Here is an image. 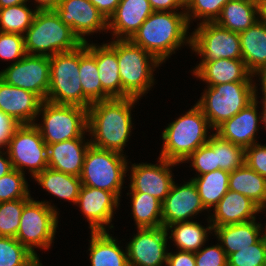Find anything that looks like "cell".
Segmentation results:
<instances>
[{
    "label": "cell",
    "mask_w": 266,
    "mask_h": 266,
    "mask_svg": "<svg viewBox=\"0 0 266 266\" xmlns=\"http://www.w3.org/2000/svg\"><path fill=\"white\" fill-rule=\"evenodd\" d=\"M138 233L127 244L129 266L167 265L168 232L162 227L137 228Z\"/></svg>",
    "instance_id": "14"
},
{
    "label": "cell",
    "mask_w": 266,
    "mask_h": 266,
    "mask_svg": "<svg viewBox=\"0 0 266 266\" xmlns=\"http://www.w3.org/2000/svg\"><path fill=\"white\" fill-rule=\"evenodd\" d=\"M207 144L216 153L219 169L232 172L245 164V148L224 140L217 134H210Z\"/></svg>",
    "instance_id": "36"
},
{
    "label": "cell",
    "mask_w": 266,
    "mask_h": 266,
    "mask_svg": "<svg viewBox=\"0 0 266 266\" xmlns=\"http://www.w3.org/2000/svg\"><path fill=\"white\" fill-rule=\"evenodd\" d=\"M0 78L7 84L36 94L46 101L50 82V57L26 54L18 62L0 71Z\"/></svg>",
    "instance_id": "13"
},
{
    "label": "cell",
    "mask_w": 266,
    "mask_h": 266,
    "mask_svg": "<svg viewBox=\"0 0 266 266\" xmlns=\"http://www.w3.org/2000/svg\"><path fill=\"white\" fill-rule=\"evenodd\" d=\"M131 207L137 228L162 227V202L142 192H130Z\"/></svg>",
    "instance_id": "34"
},
{
    "label": "cell",
    "mask_w": 266,
    "mask_h": 266,
    "mask_svg": "<svg viewBox=\"0 0 266 266\" xmlns=\"http://www.w3.org/2000/svg\"><path fill=\"white\" fill-rule=\"evenodd\" d=\"M37 10H31L26 3L0 9V32L24 35Z\"/></svg>",
    "instance_id": "37"
},
{
    "label": "cell",
    "mask_w": 266,
    "mask_h": 266,
    "mask_svg": "<svg viewBox=\"0 0 266 266\" xmlns=\"http://www.w3.org/2000/svg\"><path fill=\"white\" fill-rule=\"evenodd\" d=\"M262 105H263L262 108H264V119H265V120H264V124H265L264 127L266 128V103H263Z\"/></svg>",
    "instance_id": "57"
},
{
    "label": "cell",
    "mask_w": 266,
    "mask_h": 266,
    "mask_svg": "<svg viewBox=\"0 0 266 266\" xmlns=\"http://www.w3.org/2000/svg\"><path fill=\"white\" fill-rule=\"evenodd\" d=\"M258 14L259 20L266 23V0L258 1Z\"/></svg>",
    "instance_id": "54"
},
{
    "label": "cell",
    "mask_w": 266,
    "mask_h": 266,
    "mask_svg": "<svg viewBox=\"0 0 266 266\" xmlns=\"http://www.w3.org/2000/svg\"><path fill=\"white\" fill-rule=\"evenodd\" d=\"M98 11L108 20L114 13L120 0H89Z\"/></svg>",
    "instance_id": "50"
},
{
    "label": "cell",
    "mask_w": 266,
    "mask_h": 266,
    "mask_svg": "<svg viewBox=\"0 0 266 266\" xmlns=\"http://www.w3.org/2000/svg\"><path fill=\"white\" fill-rule=\"evenodd\" d=\"M137 100L110 98L92 103L87 109V132L93 137L91 145L123 154L133 128L131 108Z\"/></svg>",
    "instance_id": "1"
},
{
    "label": "cell",
    "mask_w": 266,
    "mask_h": 266,
    "mask_svg": "<svg viewBox=\"0 0 266 266\" xmlns=\"http://www.w3.org/2000/svg\"><path fill=\"white\" fill-rule=\"evenodd\" d=\"M254 244L227 257L228 266H266V233Z\"/></svg>",
    "instance_id": "39"
},
{
    "label": "cell",
    "mask_w": 266,
    "mask_h": 266,
    "mask_svg": "<svg viewBox=\"0 0 266 266\" xmlns=\"http://www.w3.org/2000/svg\"><path fill=\"white\" fill-rule=\"evenodd\" d=\"M46 101L88 109L79 77V47L50 57V82Z\"/></svg>",
    "instance_id": "7"
},
{
    "label": "cell",
    "mask_w": 266,
    "mask_h": 266,
    "mask_svg": "<svg viewBox=\"0 0 266 266\" xmlns=\"http://www.w3.org/2000/svg\"><path fill=\"white\" fill-rule=\"evenodd\" d=\"M257 16V17H256ZM258 2L229 0L222 8L216 23L227 30L240 33L259 20Z\"/></svg>",
    "instance_id": "29"
},
{
    "label": "cell",
    "mask_w": 266,
    "mask_h": 266,
    "mask_svg": "<svg viewBox=\"0 0 266 266\" xmlns=\"http://www.w3.org/2000/svg\"><path fill=\"white\" fill-rule=\"evenodd\" d=\"M34 256L16 238L0 236V266H24Z\"/></svg>",
    "instance_id": "40"
},
{
    "label": "cell",
    "mask_w": 266,
    "mask_h": 266,
    "mask_svg": "<svg viewBox=\"0 0 266 266\" xmlns=\"http://www.w3.org/2000/svg\"><path fill=\"white\" fill-rule=\"evenodd\" d=\"M79 77L83 95L91 102L102 101V85L99 80L95 56L86 43L79 46Z\"/></svg>",
    "instance_id": "35"
},
{
    "label": "cell",
    "mask_w": 266,
    "mask_h": 266,
    "mask_svg": "<svg viewBox=\"0 0 266 266\" xmlns=\"http://www.w3.org/2000/svg\"><path fill=\"white\" fill-rule=\"evenodd\" d=\"M34 179L51 195L76 204L82 186L80 177L47 167Z\"/></svg>",
    "instance_id": "31"
},
{
    "label": "cell",
    "mask_w": 266,
    "mask_h": 266,
    "mask_svg": "<svg viewBox=\"0 0 266 266\" xmlns=\"http://www.w3.org/2000/svg\"><path fill=\"white\" fill-rule=\"evenodd\" d=\"M191 160L192 167L198 172V176L219 169L216 153L206 143L193 152L185 161Z\"/></svg>",
    "instance_id": "44"
},
{
    "label": "cell",
    "mask_w": 266,
    "mask_h": 266,
    "mask_svg": "<svg viewBox=\"0 0 266 266\" xmlns=\"http://www.w3.org/2000/svg\"><path fill=\"white\" fill-rule=\"evenodd\" d=\"M30 195L25 174L13 169L0 178V202L27 198Z\"/></svg>",
    "instance_id": "41"
},
{
    "label": "cell",
    "mask_w": 266,
    "mask_h": 266,
    "mask_svg": "<svg viewBox=\"0 0 266 266\" xmlns=\"http://www.w3.org/2000/svg\"><path fill=\"white\" fill-rule=\"evenodd\" d=\"M153 11H175L178 8L184 9L182 0H149Z\"/></svg>",
    "instance_id": "49"
},
{
    "label": "cell",
    "mask_w": 266,
    "mask_h": 266,
    "mask_svg": "<svg viewBox=\"0 0 266 266\" xmlns=\"http://www.w3.org/2000/svg\"><path fill=\"white\" fill-rule=\"evenodd\" d=\"M245 164L266 179V145L255 143L245 148Z\"/></svg>",
    "instance_id": "46"
},
{
    "label": "cell",
    "mask_w": 266,
    "mask_h": 266,
    "mask_svg": "<svg viewBox=\"0 0 266 266\" xmlns=\"http://www.w3.org/2000/svg\"><path fill=\"white\" fill-rule=\"evenodd\" d=\"M108 45L117 54L122 98H141L154 85V69L162 63L131 40L113 39Z\"/></svg>",
    "instance_id": "4"
},
{
    "label": "cell",
    "mask_w": 266,
    "mask_h": 266,
    "mask_svg": "<svg viewBox=\"0 0 266 266\" xmlns=\"http://www.w3.org/2000/svg\"><path fill=\"white\" fill-rule=\"evenodd\" d=\"M119 200L113 192L82 185L76 204L89 221L91 231H106Z\"/></svg>",
    "instance_id": "19"
},
{
    "label": "cell",
    "mask_w": 266,
    "mask_h": 266,
    "mask_svg": "<svg viewBox=\"0 0 266 266\" xmlns=\"http://www.w3.org/2000/svg\"><path fill=\"white\" fill-rule=\"evenodd\" d=\"M242 59L248 71L254 74L266 66V23L258 20L240 32Z\"/></svg>",
    "instance_id": "26"
},
{
    "label": "cell",
    "mask_w": 266,
    "mask_h": 266,
    "mask_svg": "<svg viewBox=\"0 0 266 266\" xmlns=\"http://www.w3.org/2000/svg\"><path fill=\"white\" fill-rule=\"evenodd\" d=\"M24 43L28 55L48 57L75 50L83 44L54 9L37 10L32 25L24 34Z\"/></svg>",
    "instance_id": "3"
},
{
    "label": "cell",
    "mask_w": 266,
    "mask_h": 266,
    "mask_svg": "<svg viewBox=\"0 0 266 266\" xmlns=\"http://www.w3.org/2000/svg\"><path fill=\"white\" fill-rule=\"evenodd\" d=\"M37 2V9H53L59 2V0H35Z\"/></svg>",
    "instance_id": "53"
},
{
    "label": "cell",
    "mask_w": 266,
    "mask_h": 266,
    "mask_svg": "<svg viewBox=\"0 0 266 266\" xmlns=\"http://www.w3.org/2000/svg\"><path fill=\"white\" fill-rule=\"evenodd\" d=\"M80 138L47 144L48 167L67 174L80 177L86 152L91 145Z\"/></svg>",
    "instance_id": "22"
},
{
    "label": "cell",
    "mask_w": 266,
    "mask_h": 266,
    "mask_svg": "<svg viewBox=\"0 0 266 266\" xmlns=\"http://www.w3.org/2000/svg\"><path fill=\"white\" fill-rule=\"evenodd\" d=\"M261 224L256 223L255 219L249 222L213 227L226 256L244 249L256 243L262 236L260 235Z\"/></svg>",
    "instance_id": "27"
},
{
    "label": "cell",
    "mask_w": 266,
    "mask_h": 266,
    "mask_svg": "<svg viewBox=\"0 0 266 266\" xmlns=\"http://www.w3.org/2000/svg\"><path fill=\"white\" fill-rule=\"evenodd\" d=\"M193 75L207 82L208 86L230 82H252L253 76L247 69L243 59L221 58L211 62H200Z\"/></svg>",
    "instance_id": "24"
},
{
    "label": "cell",
    "mask_w": 266,
    "mask_h": 266,
    "mask_svg": "<svg viewBox=\"0 0 266 266\" xmlns=\"http://www.w3.org/2000/svg\"><path fill=\"white\" fill-rule=\"evenodd\" d=\"M153 12L149 0H120L108 19V30L116 40H130Z\"/></svg>",
    "instance_id": "20"
},
{
    "label": "cell",
    "mask_w": 266,
    "mask_h": 266,
    "mask_svg": "<svg viewBox=\"0 0 266 266\" xmlns=\"http://www.w3.org/2000/svg\"><path fill=\"white\" fill-rule=\"evenodd\" d=\"M43 124L34 123L46 144L80 138L87 132V109L42 101Z\"/></svg>",
    "instance_id": "9"
},
{
    "label": "cell",
    "mask_w": 266,
    "mask_h": 266,
    "mask_svg": "<svg viewBox=\"0 0 266 266\" xmlns=\"http://www.w3.org/2000/svg\"><path fill=\"white\" fill-rule=\"evenodd\" d=\"M31 199L0 202V236L16 238L24 205Z\"/></svg>",
    "instance_id": "38"
},
{
    "label": "cell",
    "mask_w": 266,
    "mask_h": 266,
    "mask_svg": "<svg viewBox=\"0 0 266 266\" xmlns=\"http://www.w3.org/2000/svg\"><path fill=\"white\" fill-rule=\"evenodd\" d=\"M255 85V99L249 103L240 112L234 115L229 120H226L215 129V134L224 140L230 141L243 148H247L255 143L256 133L258 131V120L264 123V108L261 115H258L257 110V90ZM259 117V118H258Z\"/></svg>",
    "instance_id": "18"
},
{
    "label": "cell",
    "mask_w": 266,
    "mask_h": 266,
    "mask_svg": "<svg viewBox=\"0 0 266 266\" xmlns=\"http://www.w3.org/2000/svg\"><path fill=\"white\" fill-rule=\"evenodd\" d=\"M255 76L258 75L259 79H261V91H262V95H263V99H262V103H266V66L261 68L259 71H257L255 74Z\"/></svg>",
    "instance_id": "52"
},
{
    "label": "cell",
    "mask_w": 266,
    "mask_h": 266,
    "mask_svg": "<svg viewBox=\"0 0 266 266\" xmlns=\"http://www.w3.org/2000/svg\"><path fill=\"white\" fill-rule=\"evenodd\" d=\"M229 190L238 192L266 209V179L246 164L230 172Z\"/></svg>",
    "instance_id": "30"
},
{
    "label": "cell",
    "mask_w": 266,
    "mask_h": 266,
    "mask_svg": "<svg viewBox=\"0 0 266 266\" xmlns=\"http://www.w3.org/2000/svg\"><path fill=\"white\" fill-rule=\"evenodd\" d=\"M58 212L50 202L31 198L21 214L20 227L16 239L33 255L34 248L49 249L58 225Z\"/></svg>",
    "instance_id": "10"
},
{
    "label": "cell",
    "mask_w": 266,
    "mask_h": 266,
    "mask_svg": "<svg viewBox=\"0 0 266 266\" xmlns=\"http://www.w3.org/2000/svg\"><path fill=\"white\" fill-rule=\"evenodd\" d=\"M89 44L86 42V47L96 58L99 80L102 85V100L122 98V84L116 52L108 43L100 46Z\"/></svg>",
    "instance_id": "25"
},
{
    "label": "cell",
    "mask_w": 266,
    "mask_h": 266,
    "mask_svg": "<svg viewBox=\"0 0 266 266\" xmlns=\"http://www.w3.org/2000/svg\"><path fill=\"white\" fill-rule=\"evenodd\" d=\"M211 128L201 109L195 104L185 115L168 124L162 133L163 148L159 157L183 163L199 147L206 144Z\"/></svg>",
    "instance_id": "5"
},
{
    "label": "cell",
    "mask_w": 266,
    "mask_h": 266,
    "mask_svg": "<svg viewBox=\"0 0 266 266\" xmlns=\"http://www.w3.org/2000/svg\"><path fill=\"white\" fill-rule=\"evenodd\" d=\"M253 82H230L207 86L196 105L214 130L255 99Z\"/></svg>",
    "instance_id": "6"
},
{
    "label": "cell",
    "mask_w": 266,
    "mask_h": 266,
    "mask_svg": "<svg viewBox=\"0 0 266 266\" xmlns=\"http://www.w3.org/2000/svg\"><path fill=\"white\" fill-rule=\"evenodd\" d=\"M28 0H0V9L17 4L27 3Z\"/></svg>",
    "instance_id": "55"
},
{
    "label": "cell",
    "mask_w": 266,
    "mask_h": 266,
    "mask_svg": "<svg viewBox=\"0 0 266 266\" xmlns=\"http://www.w3.org/2000/svg\"><path fill=\"white\" fill-rule=\"evenodd\" d=\"M7 153L14 169L24 168L35 178L48 167L47 144L34 124H21L13 133Z\"/></svg>",
    "instance_id": "11"
},
{
    "label": "cell",
    "mask_w": 266,
    "mask_h": 266,
    "mask_svg": "<svg viewBox=\"0 0 266 266\" xmlns=\"http://www.w3.org/2000/svg\"><path fill=\"white\" fill-rule=\"evenodd\" d=\"M53 9L82 43L87 42L85 35L108 30V20L89 0H59Z\"/></svg>",
    "instance_id": "15"
},
{
    "label": "cell",
    "mask_w": 266,
    "mask_h": 266,
    "mask_svg": "<svg viewBox=\"0 0 266 266\" xmlns=\"http://www.w3.org/2000/svg\"><path fill=\"white\" fill-rule=\"evenodd\" d=\"M191 34L190 48L202 57L200 62H211L221 58L242 59L239 33L232 32L216 22L197 24Z\"/></svg>",
    "instance_id": "12"
},
{
    "label": "cell",
    "mask_w": 266,
    "mask_h": 266,
    "mask_svg": "<svg viewBox=\"0 0 266 266\" xmlns=\"http://www.w3.org/2000/svg\"><path fill=\"white\" fill-rule=\"evenodd\" d=\"M42 100L33 92L7 84L0 78V110L20 124H34Z\"/></svg>",
    "instance_id": "21"
},
{
    "label": "cell",
    "mask_w": 266,
    "mask_h": 266,
    "mask_svg": "<svg viewBox=\"0 0 266 266\" xmlns=\"http://www.w3.org/2000/svg\"><path fill=\"white\" fill-rule=\"evenodd\" d=\"M189 26L185 11H154L130 40L165 63L182 44L191 46Z\"/></svg>",
    "instance_id": "2"
},
{
    "label": "cell",
    "mask_w": 266,
    "mask_h": 266,
    "mask_svg": "<svg viewBox=\"0 0 266 266\" xmlns=\"http://www.w3.org/2000/svg\"><path fill=\"white\" fill-rule=\"evenodd\" d=\"M90 145L84 159L82 185L113 192L119 199L128 171L125 155Z\"/></svg>",
    "instance_id": "8"
},
{
    "label": "cell",
    "mask_w": 266,
    "mask_h": 266,
    "mask_svg": "<svg viewBox=\"0 0 266 266\" xmlns=\"http://www.w3.org/2000/svg\"><path fill=\"white\" fill-rule=\"evenodd\" d=\"M159 164H132L130 189L131 192H142L154 196L161 202L169 194L173 184L171 166L178 163L159 157Z\"/></svg>",
    "instance_id": "16"
},
{
    "label": "cell",
    "mask_w": 266,
    "mask_h": 266,
    "mask_svg": "<svg viewBox=\"0 0 266 266\" xmlns=\"http://www.w3.org/2000/svg\"><path fill=\"white\" fill-rule=\"evenodd\" d=\"M214 215L208 217L213 227L240 224L252 221L261 208L246 196L228 190L214 207Z\"/></svg>",
    "instance_id": "23"
},
{
    "label": "cell",
    "mask_w": 266,
    "mask_h": 266,
    "mask_svg": "<svg viewBox=\"0 0 266 266\" xmlns=\"http://www.w3.org/2000/svg\"><path fill=\"white\" fill-rule=\"evenodd\" d=\"M230 172L222 169L191 178L205 209L215 207L229 190Z\"/></svg>",
    "instance_id": "32"
},
{
    "label": "cell",
    "mask_w": 266,
    "mask_h": 266,
    "mask_svg": "<svg viewBox=\"0 0 266 266\" xmlns=\"http://www.w3.org/2000/svg\"><path fill=\"white\" fill-rule=\"evenodd\" d=\"M24 35L0 32V58L18 62L25 55Z\"/></svg>",
    "instance_id": "43"
},
{
    "label": "cell",
    "mask_w": 266,
    "mask_h": 266,
    "mask_svg": "<svg viewBox=\"0 0 266 266\" xmlns=\"http://www.w3.org/2000/svg\"><path fill=\"white\" fill-rule=\"evenodd\" d=\"M166 231H171L169 238L173 239L178 250L197 252L204 246L207 239V232L213 231V226L210 223L207 228L194 221H185L173 223L167 226ZM172 229V230H171Z\"/></svg>",
    "instance_id": "33"
},
{
    "label": "cell",
    "mask_w": 266,
    "mask_h": 266,
    "mask_svg": "<svg viewBox=\"0 0 266 266\" xmlns=\"http://www.w3.org/2000/svg\"><path fill=\"white\" fill-rule=\"evenodd\" d=\"M21 124L0 110V148L9 146L13 133Z\"/></svg>",
    "instance_id": "47"
},
{
    "label": "cell",
    "mask_w": 266,
    "mask_h": 266,
    "mask_svg": "<svg viewBox=\"0 0 266 266\" xmlns=\"http://www.w3.org/2000/svg\"><path fill=\"white\" fill-rule=\"evenodd\" d=\"M204 210L206 209L192 179L182 186H177L174 181L162 202V226L166 228L173 223L189 221L190 217Z\"/></svg>",
    "instance_id": "17"
},
{
    "label": "cell",
    "mask_w": 266,
    "mask_h": 266,
    "mask_svg": "<svg viewBox=\"0 0 266 266\" xmlns=\"http://www.w3.org/2000/svg\"><path fill=\"white\" fill-rule=\"evenodd\" d=\"M196 266H228L221 244L205 247L195 252Z\"/></svg>",
    "instance_id": "45"
},
{
    "label": "cell",
    "mask_w": 266,
    "mask_h": 266,
    "mask_svg": "<svg viewBox=\"0 0 266 266\" xmlns=\"http://www.w3.org/2000/svg\"><path fill=\"white\" fill-rule=\"evenodd\" d=\"M24 266H42L38 255H35L27 264Z\"/></svg>",
    "instance_id": "56"
},
{
    "label": "cell",
    "mask_w": 266,
    "mask_h": 266,
    "mask_svg": "<svg viewBox=\"0 0 266 266\" xmlns=\"http://www.w3.org/2000/svg\"><path fill=\"white\" fill-rule=\"evenodd\" d=\"M228 1L229 0H188L184 8L188 24H190L193 18H203L200 23L215 22L220 16L223 6Z\"/></svg>",
    "instance_id": "42"
},
{
    "label": "cell",
    "mask_w": 266,
    "mask_h": 266,
    "mask_svg": "<svg viewBox=\"0 0 266 266\" xmlns=\"http://www.w3.org/2000/svg\"><path fill=\"white\" fill-rule=\"evenodd\" d=\"M6 153L7 150L5 153H3L0 149V178L14 169L12 166V162L9 158V155L8 153L7 154ZM5 154L6 158L3 157Z\"/></svg>",
    "instance_id": "51"
},
{
    "label": "cell",
    "mask_w": 266,
    "mask_h": 266,
    "mask_svg": "<svg viewBox=\"0 0 266 266\" xmlns=\"http://www.w3.org/2000/svg\"><path fill=\"white\" fill-rule=\"evenodd\" d=\"M91 266H129L127 251H123L107 231H91Z\"/></svg>",
    "instance_id": "28"
},
{
    "label": "cell",
    "mask_w": 266,
    "mask_h": 266,
    "mask_svg": "<svg viewBox=\"0 0 266 266\" xmlns=\"http://www.w3.org/2000/svg\"><path fill=\"white\" fill-rule=\"evenodd\" d=\"M166 266H196L195 252L181 250L175 254L169 252Z\"/></svg>",
    "instance_id": "48"
}]
</instances>
